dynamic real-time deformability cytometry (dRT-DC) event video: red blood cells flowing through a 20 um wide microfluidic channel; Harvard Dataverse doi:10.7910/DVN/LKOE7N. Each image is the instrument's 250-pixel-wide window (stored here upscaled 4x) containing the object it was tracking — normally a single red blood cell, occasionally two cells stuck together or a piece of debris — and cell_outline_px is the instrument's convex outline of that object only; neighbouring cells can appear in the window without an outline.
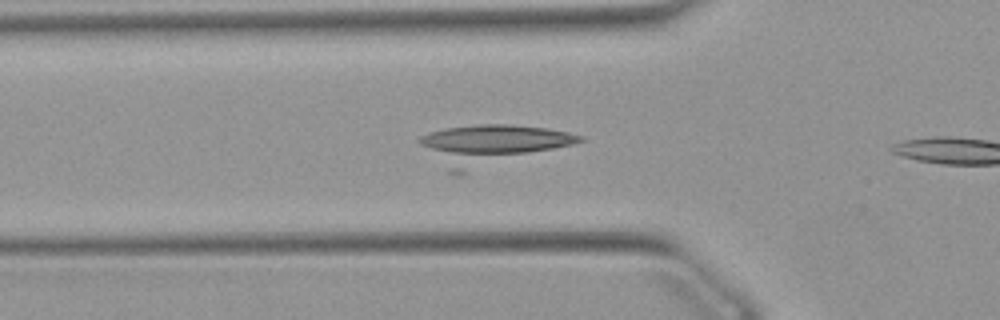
{"species": "Egyptian fruit bat (a non-hibernating species)", "species_latin": "Rousettus aegyptiacus", "temperature_condition": "warm", "stored_images_in_passage": 5, "camera_frame_rate_fps": 3000, "um_per_image_px": 0.085, "animal": {"sex": "female"}, "frame": {"image": 1, "passage_image": 3, "time_ms": 0.667, "image_size_px": [1000, 320], "cell_outline_px": [[584, 140], [572, 144], [460, 176], [456, 176], [448, 172], [416, 140], [420, 136], [444, 128], [476, 124], [512, 124], [544, 128], [568, 132], [584, 136]], "centroid_in_image_um": [41.7, 12.34], "position_along_channel_um": 84.1, "area_um2": 37.57}}